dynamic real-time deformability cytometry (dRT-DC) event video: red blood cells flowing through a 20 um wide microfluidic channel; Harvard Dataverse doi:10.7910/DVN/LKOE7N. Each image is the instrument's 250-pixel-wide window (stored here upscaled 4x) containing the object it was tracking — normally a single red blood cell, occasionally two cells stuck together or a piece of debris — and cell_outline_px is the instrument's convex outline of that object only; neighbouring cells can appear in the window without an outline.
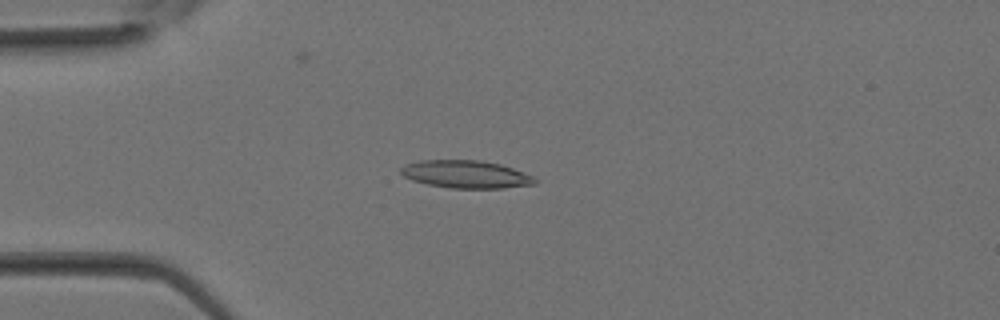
{"species": "Egyptian fruit bat (a non-hibernating species)", "species_latin": "Rousettus aegyptiacus", "temperature_condition": "room temperature", "stored_images_in_passage": 29, "camera_frame_rate_fps": 3000, "um_per_image_px": 0.085, "animal": {"sex": "female"}, "frame": {"image": 1, "passage_image": 2, "time_ms": 0.333, "image_size_px": [1000, 320], "cell_outline_px": [[536, 184], [504, 188], [452, 188], [428, 184], [412, 180], [404, 176], [400, 172], [400, 168], [408, 164], [420, 160], [480, 160], [500, 164], [512, 168], [532, 176], [536, 180]], "centroid_in_image_um": [39.6, 14.81], "position_along_channel_um": 45.4, "area_um2": 21.44}}
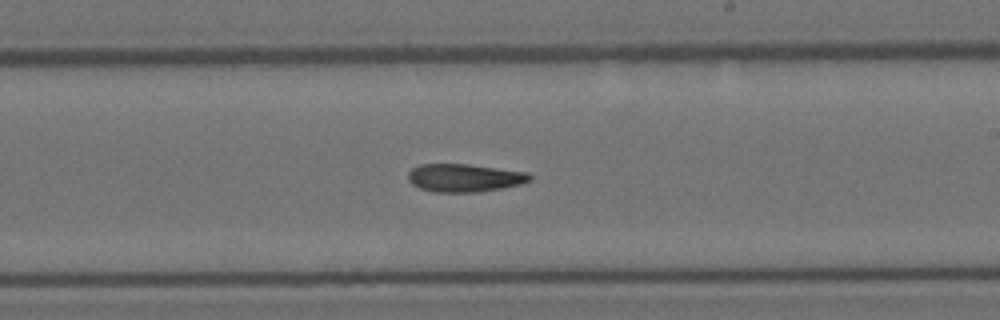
{"frame": {"image": 2, "passage_image": 14, "time_ms": 4.333, "image_size_px": [1000, 320], "cell_outline_px": [[532, 180], [520, 184], [500, 188], [476, 192], [436, 192], [420, 188], [412, 184], [408, 180], [408, 172], [412, 168], [420, 164], [468, 164], [528, 172], [532, 176]], "centroid_in_image_um": [39.47, 15.11], "position_along_channel_um": 249.5, "area_um2": 19.83}}
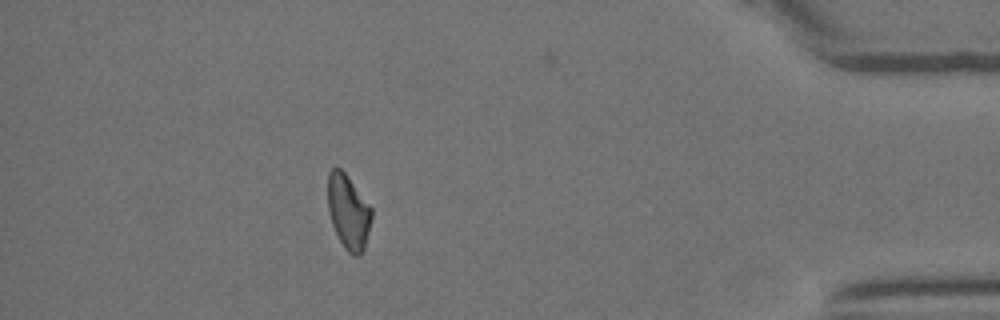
{"frame": {"image": 3, "passage_image": 25, "time_ms": 8.0, "image_size_px": [1000, 320], "cell_outline_px": [[372, 216], [364, 252], [360, 256], [352, 256], [344, 248], [332, 224], [328, 212], [328, 172], [336, 164], [344, 172], [372, 208]], "centroid_in_image_um": [29.61, 18.02], "position_along_channel_um": 405.6, "area_um2": 19.13}}